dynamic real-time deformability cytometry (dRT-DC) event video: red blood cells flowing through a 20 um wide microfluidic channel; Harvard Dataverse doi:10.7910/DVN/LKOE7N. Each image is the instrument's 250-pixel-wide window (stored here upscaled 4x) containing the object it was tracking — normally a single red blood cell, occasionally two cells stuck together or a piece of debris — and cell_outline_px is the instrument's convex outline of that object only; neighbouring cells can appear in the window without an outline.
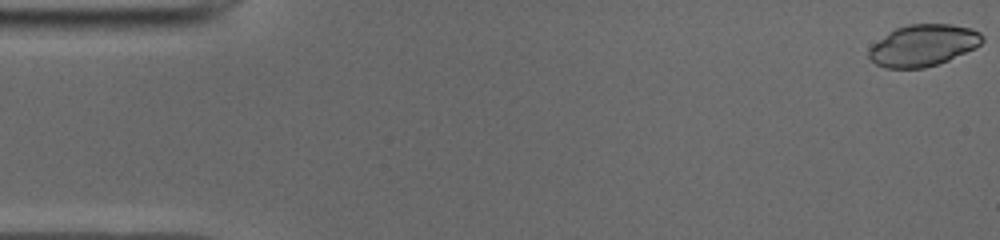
{"species": "common noctule bat (a hibernating species)", "species_latin": "Nyctalus noctula", "temperature_condition": "cold", "stored_images_in_passage": 51, "camera_frame_rate_fps": 3000, "um_per_image_px": 0.085, "animal": {"sex": "male", "body_mass_g": 19.0, "forearm_length_mm": 50.8}, "frame": {"image": 1, "passage_image": 1, "time_ms": 0.0, "image_size_px": [1000, 240], "cell_outline_px": [[984, 40], [976, 48], [948, 60], [924, 68], [884, 68], [876, 64], [868, 56], [868, 48], [872, 44], [888, 32], [896, 28], [908, 24], [952, 24], [972, 28], [980, 32], [984, 36]], "centroid_in_image_um": [78.47, 3.85], "position_along_channel_um": 6.5, "area_um2": 27.69}}